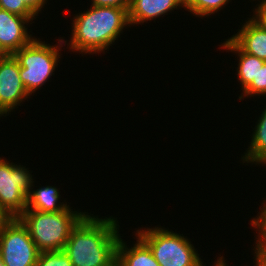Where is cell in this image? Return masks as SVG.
Here are the masks:
<instances>
[{"label": "cell", "mask_w": 266, "mask_h": 266, "mask_svg": "<svg viewBox=\"0 0 266 266\" xmlns=\"http://www.w3.org/2000/svg\"><path fill=\"white\" fill-rule=\"evenodd\" d=\"M221 45V48L236 53L238 56L237 59L239 58L237 76L241 84V90L243 91L252 81H256L259 68H261L266 61L243 52L230 38Z\"/></svg>", "instance_id": "13"}, {"label": "cell", "mask_w": 266, "mask_h": 266, "mask_svg": "<svg viewBox=\"0 0 266 266\" xmlns=\"http://www.w3.org/2000/svg\"><path fill=\"white\" fill-rule=\"evenodd\" d=\"M25 5L38 16L39 11L41 12L42 7L47 4L48 0H23Z\"/></svg>", "instance_id": "24"}, {"label": "cell", "mask_w": 266, "mask_h": 266, "mask_svg": "<svg viewBox=\"0 0 266 266\" xmlns=\"http://www.w3.org/2000/svg\"><path fill=\"white\" fill-rule=\"evenodd\" d=\"M29 22L31 21L27 17L0 8V51L4 55H14L35 38L25 26Z\"/></svg>", "instance_id": "9"}, {"label": "cell", "mask_w": 266, "mask_h": 266, "mask_svg": "<svg viewBox=\"0 0 266 266\" xmlns=\"http://www.w3.org/2000/svg\"><path fill=\"white\" fill-rule=\"evenodd\" d=\"M260 115L252 133L250 146L241 160L244 163L262 164L263 166L266 165V108Z\"/></svg>", "instance_id": "15"}, {"label": "cell", "mask_w": 266, "mask_h": 266, "mask_svg": "<svg viewBox=\"0 0 266 266\" xmlns=\"http://www.w3.org/2000/svg\"><path fill=\"white\" fill-rule=\"evenodd\" d=\"M0 266H5L4 263L2 262L1 256H0Z\"/></svg>", "instance_id": "27"}, {"label": "cell", "mask_w": 266, "mask_h": 266, "mask_svg": "<svg viewBox=\"0 0 266 266\" xmlns=\"http://www.w3.org/2000/svg\"><path fill=\"white\" fill-rule=\"evenodd\" d=\"M254 249L255 266H266V239L256 240Z\"/></svg>", "instance_id": "21"}, {"label": "cell", "mask_w": 266, "mask_h": 266, "mask_svg": "<svg viewBox=\"0 0 266 266\" xmlns=\"http://www.w3.org/2000/svg\"><path fill=\"white\" fill-rule=\"evenodd\" d=\"M13 217L0 207V232Z\"/></svg>", "instance_id": "25"}, {"label": "cell", "mask_w": 266, "mask_h": 266, "mask_svg": "<svg viewBox=\"0 0 266 266\" xmlns=\"http://www.w3.org/2000/svg\"><path fill=\"white\" fill-rule=\"evenodd\" d=\"M240 95L239 99H243L245 96H265L266 95V62L264 65L259 68V71L256 76V81H252ZM243 97V98H242Z\"/></svg>", "instance_id": "18"}, {"label": "cell", "mask_w": 266, "mask_h": 266, "mask_svg": "<svg viewBox=\"0 0 266 266\" xmlns=\"http://www.w3.org/2000/svg\"><path fill=\"white\" fill-rule=\"evenodd\" d=\"M248 19L230 39L243 52L266 61V27L253 16Z\"/></svg>", "instance_id": "10"}, {"label": "cell", "mask_w": 266, "mask_h": 266, "mask_svg": "<svg viewBox=\"0 0 266 266\" xmlns=\"http://www.w3.org/2000/svg\"><path fill=\"white\" fill-rule=\"evenodd\" d=\"M136 243L128 248L127 244L119 238L116 250L117 266H160L155 260L150 248L136 236Z\"/></svg>", "instance_id": "12"}, {"label": "cell", "mask_w": 266, "mask_h": 266, "mask_svg": "<svg viewBox=\"0 0 266 266\" xmlns=\"http://www.w3.org/2000/svg\"><path fill=\"white\" fill-rule=\"evenodd\" d=\"M0 8L10 13L27 17L31 22L36 19V15L25 5L23 0H0Z\"/></svg>", "instance_id": "19"}, {"label": "cell", "mask_w": 266, "mask_h": 266, "mask_svg": "<svg viewBox=\"0 0 266 266\" xmlns=\"http://www.w3.org/2000/svg\"><path fill=\"white\" fill-rule=\"evenodd\" d=\"M79 14V15H78ZM73 18L69 51L89 54L105 53L124 28L130 27L128 9L92 6ZM128 25V26H127Z\"/></svg>", "instance_id": "2"}, {"label": "cell", "mask_w": 266, "mask_h": 266, "mask_svg": "<svg viewBox=\"0 0 266 266\" xmlns=\"http://www.w3.org/2000/svg\"><path fill=\"white\" fill-rule=\"evenodd\" d=\"M19 73L20 64L14 55L0 57V114L2 116L9 115L13 109L21 106L22 101L30 97Z\"/></svg>", "instance_id": "8"}, {"label": "cell", "mask_w": 266, "mask_h": 266, "mask_svg": "<svg viewBox=\"0 0 266 266\" xmlns=\"http://www.w3.org/2000/svg\"><path fill=\"white\" fill-rule=\"evenodd\" d=\"M226 260H224V257H222L221 255H220V257H218V259H217V263L215 262V266H228L227 265V263L225 262ZM203 264V262L201 263V264H199L198 266H203L202 265ZM205 266V265H204Z\"/></svg>", "instance_id": "26"}, {"label": "cell", "mask_w": 266, "mask_h": 266, "mask_svg": "<svg viewBox=\"0 0 266 266\" xmlns=\"http://www.w3.org/2000/svg\"><path fill=\"white\" fill-rule=\"evenodd\" d=\"M116 218L88 213L71 230L64 252L73 266H114L120 238ZM118 226V227H117Z\"/></svg>", "instance_id": "1"}, {"label": "cell", "mask_w": 266, "mask_h": 266, "mask_svg": "<svg viewBox=\"0 0 266 266\" xmlns=\"http://www.w3.org/2000/svg\"><path fill=\"white\" fill-rule=\"evenodd\" d=\"M230 0H184V8L196 17L209 16L219 12ZM219 10V11H218Z\"/></svg>", "instance_id": "16"}, {"label": "cell", "mask_w": 266, "mask_h": 266, "mask_svg": "<svg viewBox=\"0 0 266 266\" xmlns=\"http://www.w3.org/2000/svg\"><path fill=\"white\" fill-rule=\"evenodd\" d=\"M180 7L184 8V0H132L129 22L130 25L143 24Z\"/></svg>", "instance_id": "11"}, {"label": "cell", "mask_w": 266, "mask_h": 266, "mask_svg": "<svg viewBox=\"0 0 266 266\" xmlns=\"http://www.w3.org/2000/svg\"><path fill=\"white\" fill-rule=\"evenodd\" d=\"M86 215V212L73 211L70 206L59 212L25 210L18 218L27 227L37 249L61 251L70 236L71 230Z\"/></svg>", "instance_id": "3"}, {"label": "cell", "mask_w": 266, "mask_h": 266, "mask_svg": "<svg viewBox=\"0 0 266 266\" xmlns=\"http://www.w3.org/2000/svg\"><path fill=\"white\" fill-rule=\"evenodd\" d=\"M58 44L52 46L34 38L14 54L20 64V78L29 95L35 93L54 75L60 61L59 51H62L60 47L64 44L63 37L58 40Z\"/></svg>", "instance_id": "4"}, {"label": "cell", "mask_w": 266, "mask_h": 266, "mask_svg": "<svg viewBox=\"0 0 266 266\" xmlns=\"http://www.w3.org/2000/svg\"><path fill=\"white\" fill-rule=\"evenodd\" d=\"M23 165L0 158V207L12 217H19L27 207V197L34 179Z\"/></svg>", "instance_id": "6"}, {"label": "cell", "mask_w": 266, "mask_h": 266, "mask_svg": "<svg viewBox=\"0 0 266 266\" xmlns=\"http://www.w3.org/2000/svg\"><path fill=\"white\" fill-rule=\"evenodd\" d=\"M59 190L56 187L45 186L36 190H30L27 197V207L25 210H36L42 212H59L66 209L67 202L61 203ZM59 203V204H58Z\"/></svg>", "instance_id": "14"}, {"label": "cell", "mask_w": 266, "mask_h": 266, "mask_svg": "<svg viewBox=\"0 0 266 266\" xmlns=\"http://www.w3.org/2000/svg\"><path fill=\"white\" fill-rule=\"evenodd\" d=\"M132 0H92V6H109L118 8H130Z\"/></svg>", "instance_id": "22"}, {"label": "cell", "mask_w": 266, "mask_h": 266, "mask_svg": "<svg viewBox=\"0 0 266 266\" xmlns=\"http://www.w3.org/2000/svg\"><path fill=\"white\" fill-rule=\"evenodd\" d=\"M262 1V2H261ZM259 1L257 8L254 9V17L266 27V0Z\"/></svg>", "instance_id": "23"}, {"label": "cell", "mask_w": 266, "mask_h": 266, "mask_svg": "<svg viewBox=\"0 0 266 266\" xmlns=\"http://www.w3.org/2000/svg\"><path fill=\"white\" fill-rule=\"evenodd\" d=\"M266 201V200H265ZM262 203L263 206L260 209V212H258V215L256 218L254 217L252 220H250V225L253 226V228L257 229L255 231L258 232V238L256 237L255 239L257 240H264L266 239V202Z\"/></svg>", "instance_id": "20"}, {"label": "cell", "mask_w": 266, "mask_h": 266, "mask_svg": "<svg viewBox=\"0 0 266 266\" xmlns=\"http://www.w3.org/2000/svg\"><path fill=\"white\" fill-rule=\"evenodd\" d=\"M135 235L150 248L160 266H198L202 263L198 251L183 234L163 227H151L140 228Z\"/></svg>", "instance_id": "5"}, {"label": "cell", "mask_w": 266, "mask_h": 266, "mask_svg": "<svg viewBox=\"0 0 266 266\" xmlns=\"http://www.w3.org/2000/svg\"><path fill=\"white\" fill-rule=\"evenodd\" d=\"M40 251L27 227L13 217L0 232V256L5 266H36Z\"/></svg>", "instance_id": "7"}, {"label": "cell", "mask_w": 266, "mask_h": 266, "mask_svg": "<svg viewBox=\"0 0 266 266\" xmlns=\"http://www.w3.org/2000/svg\"><path fill=\"white\" fill-rule=\"evenodd\" d=\"M36 266H73L68 255L61 251H42L38 255Z\"/></svg>", "instance_id": "17"}]
</instances>
